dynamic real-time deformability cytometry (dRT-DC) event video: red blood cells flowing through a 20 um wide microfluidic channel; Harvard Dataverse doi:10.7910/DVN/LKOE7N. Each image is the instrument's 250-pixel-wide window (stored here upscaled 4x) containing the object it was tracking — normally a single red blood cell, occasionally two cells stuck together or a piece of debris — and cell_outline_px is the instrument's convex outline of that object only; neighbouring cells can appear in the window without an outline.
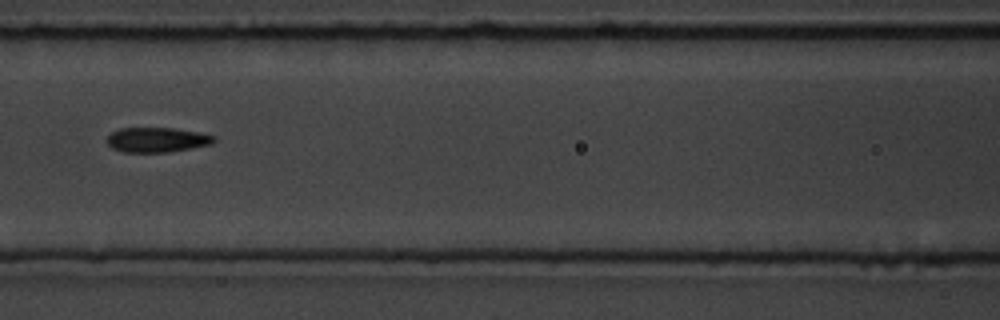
{"species": "common noctule bat (a hibernating species)", "species_latin": "Nyctalus noctula", "temperature_condition": "room temperature", "stored_images_in_passage": 15, "camera_frame_rate_fps": 3000, "um_per_image_px": 0.085, "animal": {"sex": "male", "body_mass_g": 19.5, "forearm_length_mm": 54.6}, "frame": {"image": 1, "passage_image": 7, "time_ms": 8.0, "image_size_px": [1000, 320], "cell_outline_px": [[216, 140], [212, 144], [168, 152], [124, 152], [112, 148], [108, 144], [108, 136], [112, 132], [120, 128], [172, 128], [200, 132], [216, 136]], "centroid_in_image_um": [13.37, 11.88], "position_along_channel_um": 153.2, "area_um2": 15.43}}
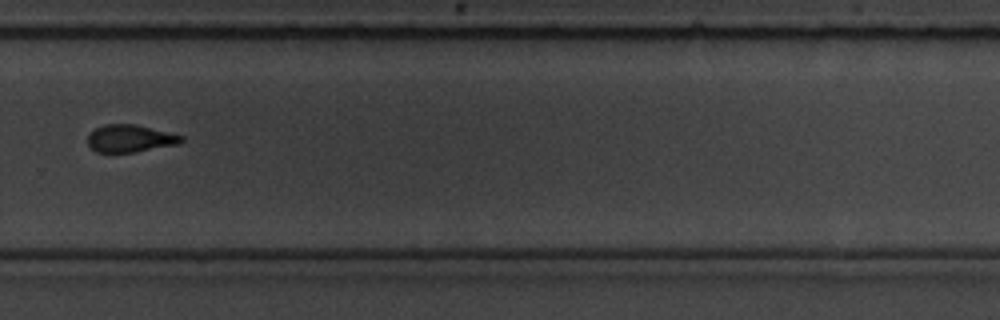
{"frame": {"image": 2, "passage_image": 11, "time_ms": 12.667, "image_size_px": [1000, 320], "cell_outline_px": [[184, 140], [176, 144], [136, 152], [96, 152], [88, 144], [88, 136], [96, 128], [104, 124], [136, 124], [184, 136]], "centroid_in_image_um": [11.06, 11.76], "position_along_channel_um": 318.7, "area_um2": 14.8}, "authors_computed_cell_mechanics": {"area_um2": 15.4326, "velocity_mm_per_s": 3.5506, "shape_relaxation_time_tau1_ms": 6.4441, "shape_relaxation_time_tau2_ms": null, "deformation_change_tau1": 0.1442, "deformation_change_tau2": null}}